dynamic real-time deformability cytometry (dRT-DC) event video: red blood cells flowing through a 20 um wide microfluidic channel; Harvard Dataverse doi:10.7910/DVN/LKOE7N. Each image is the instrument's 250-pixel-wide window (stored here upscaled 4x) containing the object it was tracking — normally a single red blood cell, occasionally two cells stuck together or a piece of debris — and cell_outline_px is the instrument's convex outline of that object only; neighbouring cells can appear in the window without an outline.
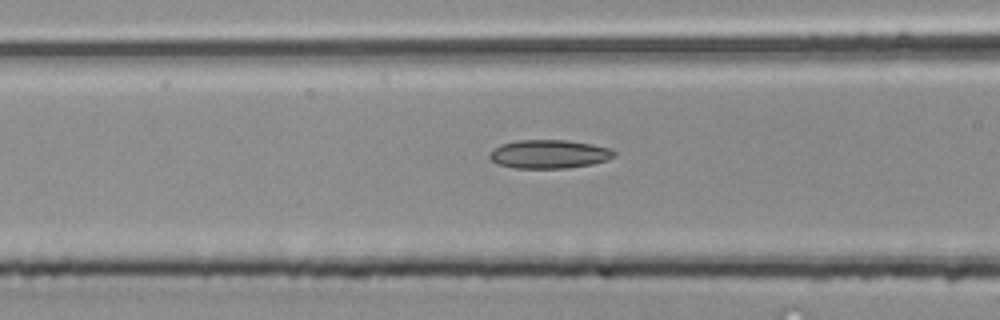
{"species": "common noctule bat (a hibernating species)", "species_latin": "Nyctalus noctula", "temperature_condition": "room temperature", "stored_images_in_passage": 29, "camera_frame_rate_fps": 3000, "um_per_image_px": 0.085, "animal": {"sex": "male", "body_mass_g": 20.4}, "frame": {"image": 1, "passage_image": 7, "time_ms": 2.0, "image_size_px": [1000, 320], "cell_outline_px": [[616, 156], [608, 160], [592, 164], [564, 168], [516, 168], [496, 164], [488, 156], [492, 148], [500, 144], [516, 140], [568, 140], [592, 144], [612, 148], [616, 152]], "centroid_in_image_um": [46.68, 13.09], "position_along_channel_um": 119.9, "area_um2": 21.04}}
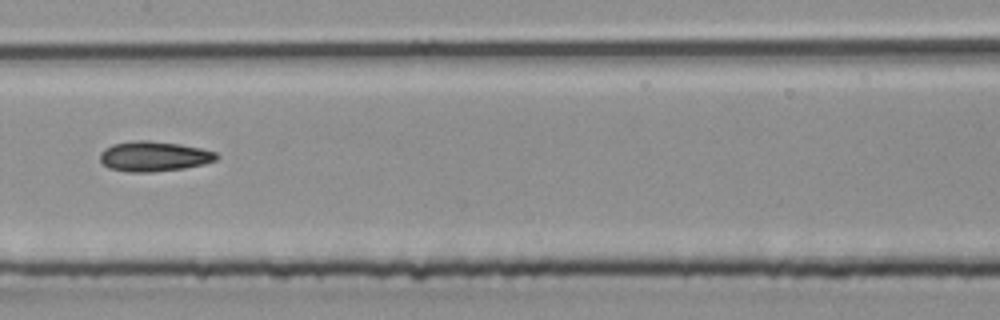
{"frame": {"image": 2, "passage_image": 12, "time_ms": 3.667, "image_size_px": [1000, 320], "cell_outline_px": [[220, 156], [216, 160], [204, 164], [184, 168], [152, 172], [128, 172], [108, 168], [100, 160], [100, 152], [104, 148], [112, 144], [136, 140], [148, 140], [180, 144], [200, 148], [216, 152]], "centroid_in_image_um": [13.08, 13.29], "position_along_channel_um": 194.3, "area_um2": 20.52}}
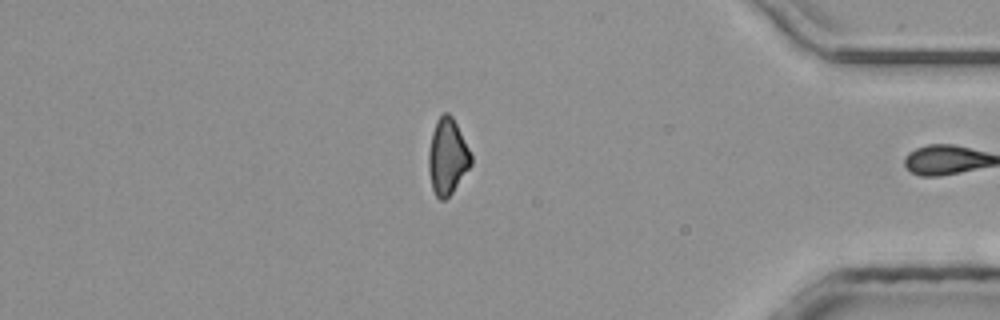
{"frame": {"image": 3, "passage_image": 28, "time_ms": 9.0, "image_size_px": [1000, 320], "cell_outline_px": [[472, 164], [452, 192], [444, 200], [440, 200], [436, 196], [432, 188], [428, 172], [428, 152], [432, 132], [436, 120], [444, 112], [448, 112], [452, 116], [472, 156]], "centroid_in_image_um": [38.01, 13.32], "position_along_channel_um": 397.2, "area_um2": 18.67}}